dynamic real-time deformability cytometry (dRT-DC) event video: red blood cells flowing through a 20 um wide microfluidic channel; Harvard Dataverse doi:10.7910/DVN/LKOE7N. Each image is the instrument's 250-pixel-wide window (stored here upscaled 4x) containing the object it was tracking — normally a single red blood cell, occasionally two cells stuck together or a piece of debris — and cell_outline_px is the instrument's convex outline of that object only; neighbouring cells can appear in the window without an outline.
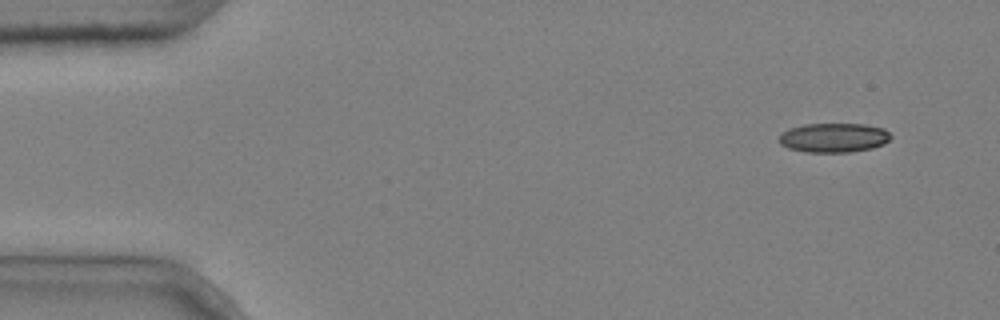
{"species": "common noctule bat (a hibernating species)", "species_latin": "Nyctalus noctula", "temperature_condition": "cold", "stored_images_in_passage": 4, "camera_frame_rate_fps": 3000, "um_per_image_px": 0.085, "animal": {"sex": "male", "body_mass_g": 20.4}, "frame": {"image": 1, "passage_image": 1, "time_ms": 0.0, "image_size_px": [1000, 320], "cell_outline_px": [[892, 136], [884, 144], [872, 148], [852, 152], [804, 152], [788, 148], [780, 144], [780, 132], [788, 128], [804, 124], [864, 124], [884, 128]], "centroid_in_image_um": [70.85, 11.7], "position_along_channel_um": 14.1, "area_um2": 19.25}}
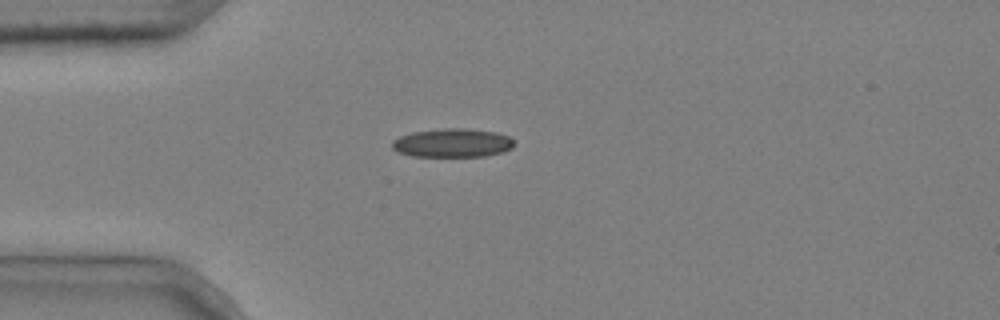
{"frame": {"image": 2, "passage_image": 4, "time_ms": 1.0, "image_size_px": [1000, 320], "cell_outline_px": [[516, 140], [512, 148], [504, 152], [484, 156], [412, 156], [400, 152], [392, 148], [392, 140], [400, 136], [412, 132], [444, 128], [468, 128], [496, 132], [512, 136]], "centroid_in_image_um": [38.53, 12.14], "position_along_channel_um": 46.5, "area_um2": 20.63}}